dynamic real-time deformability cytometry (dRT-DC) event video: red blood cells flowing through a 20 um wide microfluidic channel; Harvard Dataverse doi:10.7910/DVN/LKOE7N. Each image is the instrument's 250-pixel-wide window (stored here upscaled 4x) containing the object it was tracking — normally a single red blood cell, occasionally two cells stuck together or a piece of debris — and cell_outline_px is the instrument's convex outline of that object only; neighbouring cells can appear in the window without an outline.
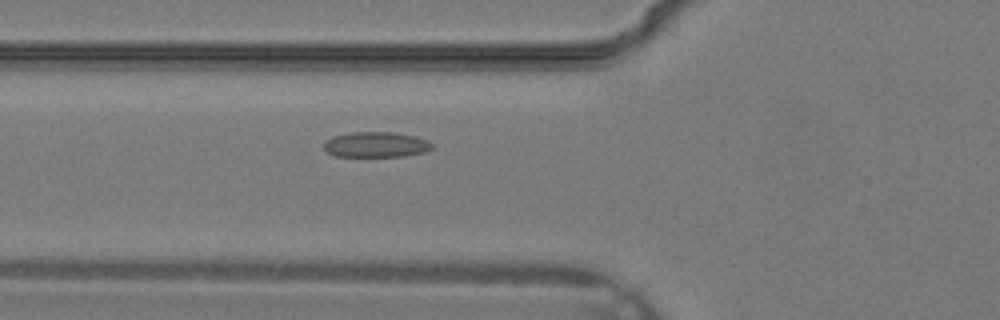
{"species": "common noctule bat (a hibernating species)", "species_latin": "Nyctalus noctula", "temperature_condition": "warm", "stored_images_in_passage": 27, "camera_frame_rate_fps": 3000, "um_per_image_px": 0.085, "animal": {"sex": "male", "body_mass_g": 19.2, "forearm_length_mm": 51.8}, "frame": {"image": 1, "passage_image": 4, "time_ms": 1.0, "image_size_px": [1000, 320], "cell_outline_px": [[436, 148], [424, 152], [404, 156], [336, 156], [328, 152], [324, 148], [324, 140], [332, 136], [352, 132], [392, 132], [412, 136], [428, 140]], "centroid_in_image_um": [31.96, 12.29], "position_along_channel_um": 93.8, "area_um2": 16.01}}
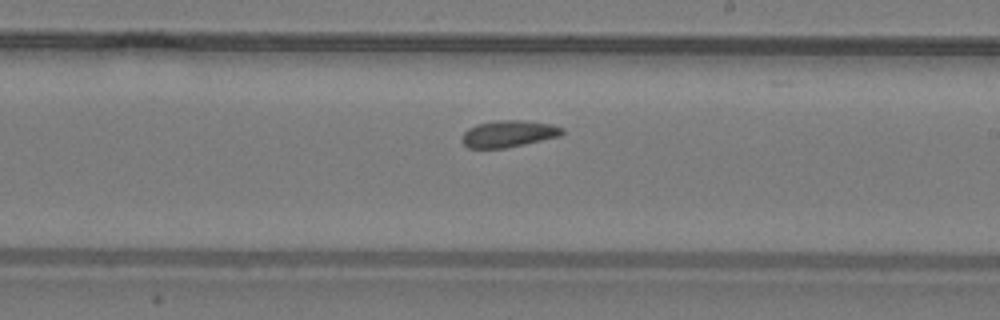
{"frame": {"image": 2, "passage_image": 12, "time_ms": 3.667, "image_size_px": [1000, 320], "cell_outline_px": [[564, 132], [560, 136], [524, 144], [504, 148], [468, 148], [460, 140], [464, 132], [468, 128], [476, 124], [496, 120], [524, 120], [552, 124], [564, 128]], "centroid_in_image_um": [43.21, 11.36], "position_along_channel_um": 245.8, "area_um2": 15.72}}
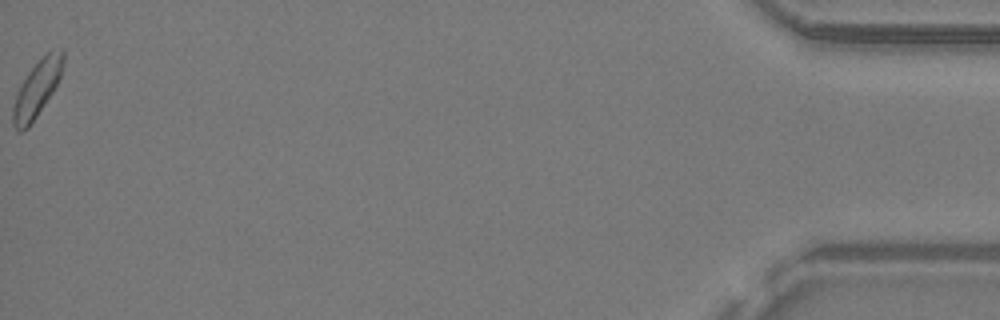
{"frame": {"image": 3, "passage_image": 27, "time_ms": 8.667, "image_size_px": [1000, 320], "cell_outline_px": [[64, 60], [60, 76], [52, 92], [28, 128], [20, 132], [12, 124], [12, 108], [16, 96], [28, 72], [52, 48], [64, 48]], "centroid_in_image_um": [3.15, 7.53], "position_along_channel_um": 432.0, "area_um2": 16.01}}